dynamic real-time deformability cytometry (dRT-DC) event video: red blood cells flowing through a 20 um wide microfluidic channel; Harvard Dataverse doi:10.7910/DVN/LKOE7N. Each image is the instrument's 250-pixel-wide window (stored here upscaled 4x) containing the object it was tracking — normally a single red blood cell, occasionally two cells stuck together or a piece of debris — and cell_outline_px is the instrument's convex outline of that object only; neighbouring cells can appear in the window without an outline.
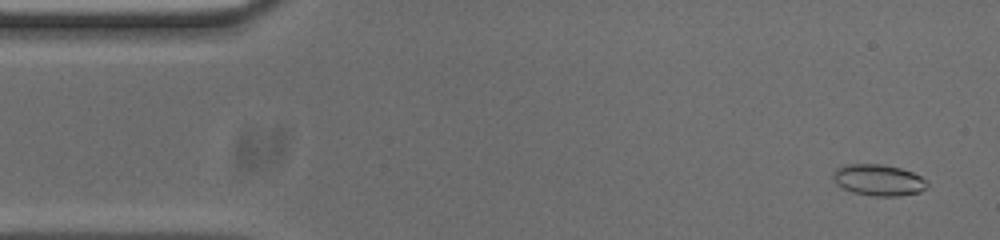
{"species": "common noctule bat (a hibernating species)", "species_latin": "Nyctalus noctula", "temperature_condition": "cold", "stored_images_in_passage": 53, "camera_frame_rate_fps": 3000, "um_per_image_px": 0.085, "animal": {"sex": "male", "body_mass_g": 20.0, "forearm_length_mm": 53.3}, "frame": {"image": 1, "passage_image": 3, "time_ms": 0.667, "image_size_px": [1000, 240], "cell_outline_px": [[928, 188], [920, 192], [900, 196], [872, 196], [852, 192], [836, 184], [832, 176], [836, 168], [844, 164], [880, 164], [900, 168], [912, 172], [920, 176], [928, 184]], "centroid_in_image_um": [74.67, 15.31], "position_along_channel_um": 10.3, "area_um2": 17.22}}
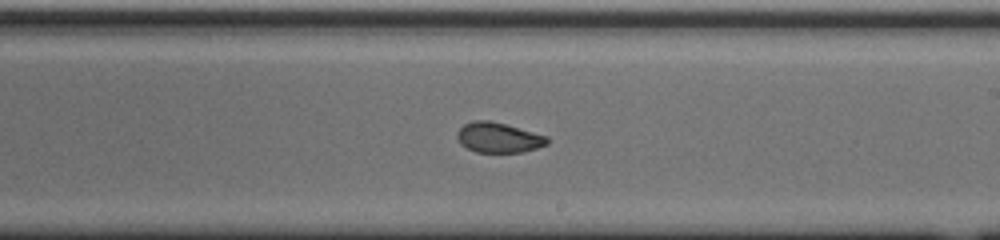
{"frame": {"image": 2, "passage_image": 30, "time_ms": 9.667, "image_size_px": [1000, 240], "cell_outline_px": [[548, 144], [524, 152], [476, 152], [460, 144], [456, 136], [456, 132], [464, 124], [472, 120], [488, 120], [504, 124], [548, 136]], "centroid_in_image_um": [42.35, 11.69], "position_along_channel_um": 246.7, "area_um2": 15.78}}
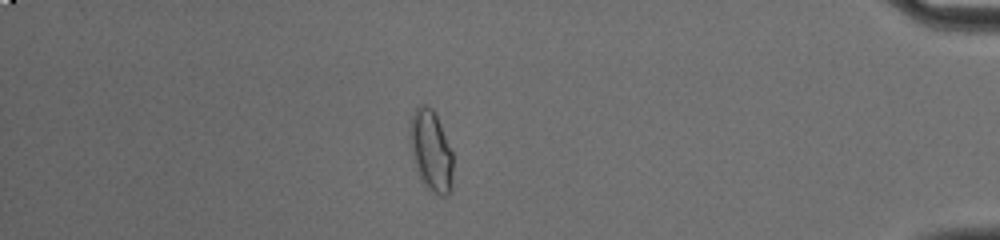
{"frame": {"image": 3, "passage_image": 46, "time_ms": 15.0, "image_size_px": [1000, 240], "cell_outline_px": [[452, 184], [448, 196], [440, 196], [428, 188], [424, 184], [416, 168], [412, 156], [412, 116], [416, 108], [420, 104], [428, 104], [432, 108], [440, 124], [452, 152]], "centroid_in_image_um": [36.67, 12.84], "position_along_channel_um": 398.5, "area_um2": 19.65}, "authors_computed_cell_mechanics": {"area_um2": 16.9354, "velocity_mm_per_s": 3.7592, "shape_relaxation_time_tau1_ms": null, "shape_relaxation_time_tau2_ms": 1.5798, "deformation_change_tau1": null, "deformation_change_tau2": 0.0587}}